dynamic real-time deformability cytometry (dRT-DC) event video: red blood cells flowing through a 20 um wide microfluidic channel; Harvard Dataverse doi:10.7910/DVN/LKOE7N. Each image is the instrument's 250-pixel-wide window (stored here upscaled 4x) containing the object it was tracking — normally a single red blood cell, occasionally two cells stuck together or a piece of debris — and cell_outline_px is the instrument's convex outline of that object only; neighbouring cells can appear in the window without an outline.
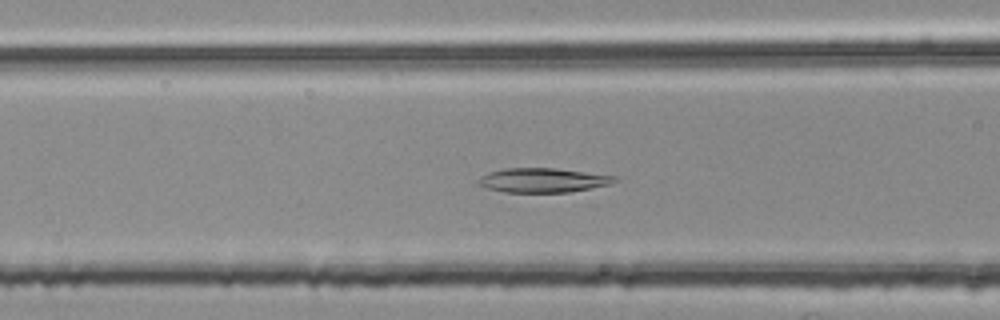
{"species": "common noctule bat (a hibernating species)", "species_latin": "Nyctalus noctula", "temperature_condition": "room temperature", "stored_images_in_passage": 49, "camera_frame_rate_fps": 3000, "um_per_image_px": 0.085, "animal": {"sex": "female", "body_mass_g": 25.1}, "frame": {"image": 1, "passage_image": 17, "time_ms": 5.333, "image_size_px": [1000, 320], "cell_outline_px": [[616, 180], [612, 184], [568, 192], [504, 192], [488, 188], [476, 184], [476, 180], [480, 176], [504, 168], [556, 168], [616, 176]], "centroid_in_image_um": [46.12, 15.32], "position_along_channel_um": 120.5, "area_um2": 19.25}}
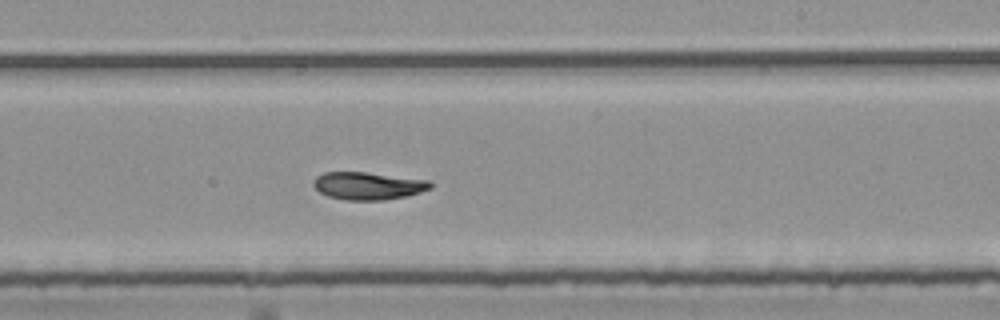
{"frame": {"image": 2, "passage_image": 28, "time_ms": 9.0, "image_size_px": [1000, 320], "cell_outline_px": [[432, 188], [420, 192], [404, 196], [384, 200], [348, 200], [328, 196], [320, 192], [312, 184], [312, 180], [316, 176], [324, 172], [364, 172], [432, 180]], "centroid_in_image_um": [31.29, 15.78], "position_along_channel_um": 257.7, "area_um2": 18.84}}
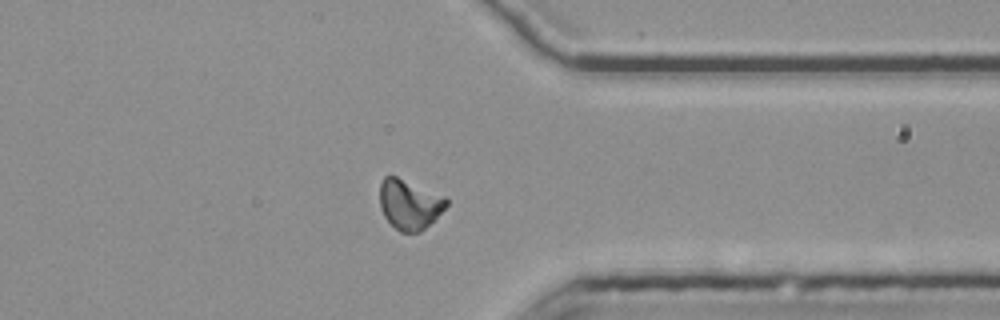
{"frame": {"image": 3, "passage_image": 38, "time_ms": 12.333, "image_size_px": [1000, 320], "cell_outline_px": [[448, 204], [420, 232], [400, 232], [384, 216], [380, 208], [380, 184], [384, 176], [396, 176], [444, 196], [448, 200]], "centroid_in_image_um": [34.77, 17.36], "position_along_channel_um": 376.6, "area_um2": 18.96}, "authors_computed_cell_mechanics": {"area_um2": 19.0162, "velocity_mm_per_s": 3.756, "shape_relaxation_time_tau1_ms": 9.4631, "shape_relaxation_time_tau2_ms": 2.3824, "deformation_change_tau1": 0.2227, "deformation_change_tau2": 0.0663}}